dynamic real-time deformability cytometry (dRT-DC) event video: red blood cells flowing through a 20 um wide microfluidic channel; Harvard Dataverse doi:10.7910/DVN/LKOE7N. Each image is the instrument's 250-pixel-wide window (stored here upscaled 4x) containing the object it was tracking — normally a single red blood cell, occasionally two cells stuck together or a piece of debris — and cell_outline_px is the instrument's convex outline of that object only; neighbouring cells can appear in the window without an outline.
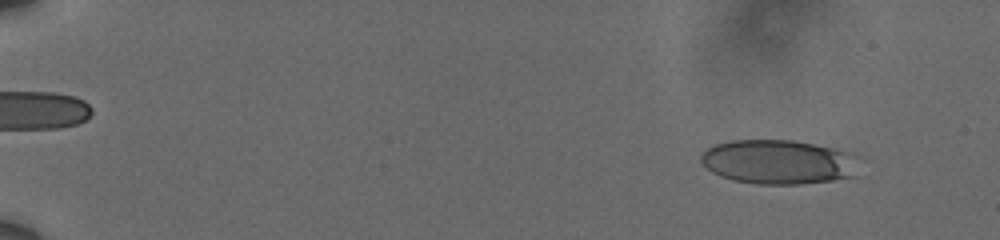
{"species": "human", "species_latin": "Homo sapiens", "temperature_condition": "cold", "stored_images_in_passage": 59, "camera_frame_rate_fps": 3000, "um_per_image_px": 0.085, "donor": {"sex": "male"}, "frame": {"image": 1, "passage_image": 6, "time_ms": 1.667, "image_size_px": [1000, 240], "cell_outline_px": [[852, 176], [832, 180], [800, 184], [756, 184], [732, 180], [720, 176], [712, 172], [700, 160], [700, 156], [712, 144], [732, 140], [792, 140], [832, 148], [848, 152]], "centroid_in_image_um": [65.98, 13.76], "position_along_channel_um": 19.0, "area_um2": 39.82}}
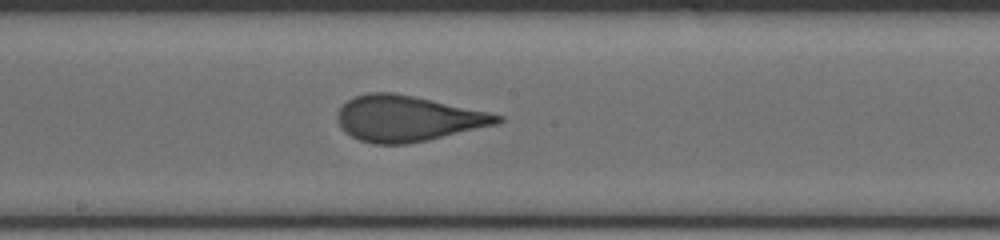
{"frame": {"image": 2, "passage_image": 35, "time_ms": 11.333, "image_size_px": [1000, 240], "cell_outline_px": [[504, 120], [496, 124], [428, 140], [408, 144], [376, 144], [360, 140], [344, 132], [336, 120], [336, 116], [340, 108], [348, 100], [356, 96], [368, 92], [392, 92], [432, 100], [488, 112], [504, 116]], "centroid_in_image_um": [34.61, 10.08], "position_along_channel_um": 213.6, "area_um2": 42.31}}
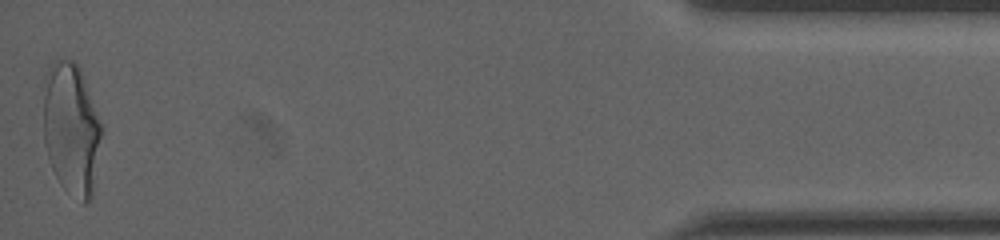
{"frame": {"image": 3, "passage_image": 59, "time_ms": 19.333, "image_size_px": [1000, 240], "cell_outline_px": [[104, 128], [92, 196], [84, 204], [64, 188], [60, 184], [52, 168], [44, 144], [44, 76], [52, 60], [72, 60], [80, 68]], "centroid_in_image_um": [6.08, 10.94], "position_along_channel_um": 429.1, "area_um2": 45.2}, "authors_computed_cell_mechanics": {"area_um2": 41.8472, "velocity_mm_per_s": 3.6168, "shape_relaxation_time_tau1_ms": 6.1882, "shape_relaxation_time_tau2_ms": null, "deformation_change_tau1": 0.1869, "deformation_change_tau2": null}}